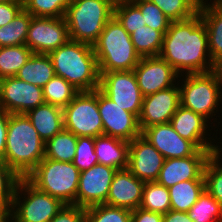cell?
<instances>
[{"mask_svg": "<svg viewBox=\"0 0 222 222\" xmlns=\"http://www.w3.org/2000/svg\"><path fill=\"white\" fill-rule=\"evenodd\" d=\"M184 83L179 85L180 105L202 115L208 121L217 113L221 102L222 87L214 76L208 73L186 74ZM221 90V91H220Z\"/></svg>", "mask_w": 222, "mask_h": 222, "instance_id": "ba28073f", "label": "cell"}, {"mask_svg": "<svg viewBox=\"0 0 222 222\" xmlns=\"http://www.w3.org/2000/svg\"><path fill=\"white\" fill-rule=\"evenodd\" d=\"M23 9V2H0V27L7 25Z\"/></svg>", "mask_w": 222, "mask_h": 222, "instance_id": "7bdbcfd3", "label": "cell"}, {"mask_svg": "<svg viewBox=\"0 0 222 222\" xmlns=\"http://www.w3.org/2000/svg\"><path fill=\"white\" fill-rule=\"evenodd\" d=\"M163 222H193L187 212L169 210L163 214Z\"/></svg>", "mask_w": 222, "mask_h": 222, "instance_id": "bcb514c9", "label": "cell"}, {"mask_svg": "<svg viewBox=\"0 0 222 222\" xmlns=\"http://www.w3.org/2000/svg\"><path fill=\"white\" fill-rule=\"evenodd\" d=\"M64 206L59 199L38 190L26 178H21L10 213L12 222H49Z\"/></svg>", "mask_w": 222, "mask_h": 222, "instance_id": "52a82bcc", "label": "cell"}, {"mask_svg": "<svg viewBox=\"0 0 222 222\" xmlns=\"http://www.w3.org/2000/svg\"><path fill=\"white\" fill-rule=\"evenodd\" d=\"M94 143L98 164L117 170L128 168L129 142L102 134L94 138Z\"/></svg>", "mask_w": 222, "mask_h": 222, "instance_id": "cb8c5ba5", "label": "cell"}, {"mask_svg": "<svg viewBox=\"0 0 222 222\" xmlns=\"http://www.w3.org/2000/svg\"><path fill=\"white\" fill-rule=\"evenodd\" d=\"M133 71L144 97L174 86L179 77L175 69L159 56L140 58Z\"/></svg>", "mask_w": 222, "mask_h": 222, "instance_id": "2e32d148", "label": "cell"}, {"mask_svg": "<svg viewBox=\"0 0 222 222\" xmlns=\"http://www.w3.org/2000/svg\"><path fill=\"white\" fill-rule=\"evenodd\" d=\"M179 105L180 89L178 84L145 96L138 117L140 130L157 124L169 123Z\"/></svg>", "mask_w": 222, "mask_h": 222, "instance_id": "e0dca14e", "label": "cell"}, {"mask_svg": "<svg viewBox=\"0 0 222 222\" xmlns=\"http://www.w3.org/2000/svg\"><path fill=\"white\" fill-rule=\"evenodd\" d=\"M131 214L126 208L98 204L85 208V222H131Z\"/></svg>", "mask_w": 222, "mask_h": 222, "instance_id": "e575fe53", "label": "cell"}, {"mask_svg": "<svg viewBox=\"0 0 222 222\" xmlns=\"http://www.w3.org/2000/svg\"><path fill=\"white\" fill-rule=\"evenodd\" d=\"M210 73L222 87V55L212 60Z\"/></svg>", "mask_w": 222, "mask_h": 222, "instance_id": "7dc6e473", "label": "cell"}, {"mask_svg": "<svg viewBox=\"0 0 222 222\" xmlns=\"http://www.w3.org/2000/svg\"><path fill=\"white\" fill-rule=\"evenodd\" d=\"M218 222H222V207H221V213H220V218Z\"/></svg>", "mask_w": 222, "mask_h": 222, "instance_id": "f907efd6", "label": "cell"}, {"mask_svg": "<svg viewBox=\"0 0 222 222\" xmlns=\"http://www.w3.org/2000/svg\"><path fill=\"white\" fill-rule=\"evenodd\" d=\"M54 76L55 71L49 55L39 53H33L16 75L18 79L42 88Z\"/></svg>", "mask_w": 222, "mask_h": 222, "instance_id": "d4e9b609", "label": "cell"}, {"mask_svg": "<svg viewBox=\"0 0 222 222\" xmlns=\"http://www.w3.org/2000/svg\"><path fill=\"white\" fill-rule=\"evenodd\" d=\"M26 116L45 143L64 128L63 108L49 103L29 110Z\"/></svg>", "mask_w": 222, "mask_h": 222, "instance_id": "7402d4cb", "label": "cell"}, {"mask_svg": "<svg viewBox=\"0 0 222 222\" xmlns=\"http://www.w3.org/2000/svg\"><path fill=\"white\" fill-rule=\"evenodd\" d=\"M78 137L62 129L45 143V158L62 162H73Z\"/></svg>", "mask_w": 222, "mask_h": 222, "instance_id": "4316f807", "label": "cell"}, {"mask_svg": "<svg viewBox=\"0 0 222 222\" xmlns=\"http://www.w3.org/2000/svg\"><path fill=\"white\" fill-rule=\"evenodd\" d=\"M158 56L167 61L180 77L185 71L186 74L210 72L212 59L206 27L199 12L188 19L170 22Z\"/></svg>", "mask_w": 222, "mask_h": 222, "instance_id": "6da1fadb", "label": "cell"}, {"mask_svg": "<svg viewBox=\"0 0 222 222\" xmlns=\"http://www.w3.org/2000/svg\"><path fill=\"white\" fill-rule=\"evenodd\" d=\"M80 171L72 162L43 158L26 179L38 190L59 199L65 205H76Z\"/></svg>", "mask_w": 222, "mask_h": 222, "instance_id": "8992f818", "label": "cell"}, {"mask_svg": "<svg viewBox=\"0 0 222 222\" xmlns=\"http://www.w3.org/2000/svg\"><path fill=\"white\" fill-rule=\"evenodd\" d=\"M207 121L202 115L179 105L170 124L182 138L191 141L198 149H212L213 142L206 140L205 136L209 124Z\"/></svg>", "mask_w": 222, "mask_h": 222, "instance_id": "44dd1931", "label": "cell"}, {"mask_svg": "<svg viewBox=\"0 0 222 222\" xmlns=\"http://www.w3.org/2000/svg\"><path fill=\"white\" fill-rule=\"evenodd\" d=\"M163 36L160 31L147 25L130 34L134 49L141 58L158 56L162 48Z\"/></svg>", "mask_w": 222, "mask_h": 222, "instance_id": "f1b7e54d", "label": "cell"}, {"mask_svg": "<svg viewBox=\"0 0 222 222\" xmlns=\"http://www.w3.org/2000/svg\"><path fill=\"white\" fill-rule=\"evenodd\" d=\"M218 147L213 145L211 157L204 169V179L205 190L222 206V148Z\"/></svg>", "mask_w": 222, "mask_h": 222, "instance_id": "f546056e", "label": "cell"}, {"mask_svg": "<svg viewBox=\"0 0 222 222\" xmlns=\"http://www.w3.org/2000/svg\"><path fill=\"white\" fill-rule=\"evenodd\" d=\"M114 17L129 34L146 26L140 9L131 0H116Z\"/></svg>", "mask_w": 222, "mask_h": 222, "instance_id": "74e56055", "label": "cell"}, {"mask_svg": "<svg viewBox=\"0 0 222 222\" xmlns=\"http://www.w3.org/2000/svg\"><path fill=\"white\" fill-rule=\"evenodd\" d=\"M164 160V156L142 135L129 142L127 169L141 181H156Z\"/></svg>", "mask_w": 222, "mask_h": 222, "instance_id": "ac0fdd59", "label": "cell"}, {"mask_svg": "<svg viewBox=\"0 0 222 222\" xmlns=\"http://www.w3.org/2000/svg\"><path fill=\"white\" fill-rule=\"evenodd\" d=\"M33 16L24 8L5 26L0 27V47L26 45Z\"/></svg>", "mask_w": 222, "mask_h": 222, "instance_id": "83f0119b", "label": "cell"}, {"mask_svg": "<svg viewBox=\"0 0 222 222\" xmlns=\"http://www.w3.org/2000/svg\"><path fill=\"white\" fill-rule=\"evenodd\" d=\"M0 2H23V0H0Z\"/></svg>", "mask_w": 222, "mask_h": 222, "instance_id": "681fc988", "label": "cell"}, {"mask_svg": "<svg viewBox=\"0 0 222 222\" xmlns=\"http://www.w3.org/2000/svg\"><path fill=\"white\" fill-rule=\"evenodd\" d=\"M99 89L122 109L139 117L143 98L133 70L99 72Z\"/></svg>", "mask_w": 222, "mask_h": 222, "instance_id": "30bf717a", "label": "cell"}, {"mask_svg": "<svg viewBox=\"0 0 222 222\" xmlns=\"http://www.w3.org/2000/svg\"><path fill=\"white\" fill-rule=\"evenodd\" d=\"M98 108L103 134L127 142L141 135L138 117L112 101L98 88Z\"/></svg>", "mask_w": 222, "mask_h": 222, "instance_id": "4fadbf2b", "label": "cell"}, {"mask_svg": "<svg viewBox=\"0 0 222 222\" xmlns=\"http://www.w3.org/2000/svg\"><path fill=\"white\" fill-rule=\"evenodd\" d=\"M72 0H23V8L35 17H65Z\"/></svg>", "mask_w": 222, "mask_h": 222, "instance_id": "8d00e7d4", "label": "cell"}, {"mask_svg": "<svg viewBox=\"0 0 222 222\" xmlns=\"http://www.w3.org/2000/svg\"><path fill=\"white\" fill-rule=\"evenodd\" d=\"M165 159L185 158L194 155L199 149L191 142L182 138L169 123L157 124L141 131Z\"/></svg>", "mask_w": 222, "mask_h": 222, "instance_id": "d6986e66", "label": "cell"}, {"mask_svg": "<svg viewBox=\"0 0 222 222\" xmlns=\"http://www.w3.org/2000/svg\"><path fill=\"white\" fill-rule=\"evenodd\" d=\"M92 46L99 72L134 70L141 58L134 49L130 34L114 16Z\"/></svg>", "mask_w": 222, "mask_h": 222, "instance_id": "277c9868", "label": "cell"}, {"mask_svg": "<svg viewBox=\"0 0 222 222\" xmlns=\"http://www.w3.org/2000/svg\"><path fill=\"white\" fill-rule=\"evenodd\" d=\"M212 149H199L185 158L165 159L156 182L169 188L188 180H205L204 169Z\"/></svg>", "mask_w": 222, "mask_h": 222, "instance_id": "9a60e30c", "label": "cell"}, {"mask_svg": "<svg viewBox=\"0 0 222 222\" xmlns=\"http://www.w3.org/2000/svg\"><path fill=\"white\" fill-rule=\"evenodd\" d=\"M21 178L0 160V212H10L14 193Z\"/></svg>", "mask_w": 222, "mask_h": 222, "instance_id": "f35d334b", "label": "cell"}, {"mask_svg": "<svg viewBox=\"0 0 222 222\" xmlns=\"http://www.w3.org/2000/svg\"><path fill=\"white\" fill-rule=\"evenodd\" d=\"M72 163L80 172L98 164V157L95 153L94 137H78L75 157Z\"/></svg>", "mask_w": 222, "mask_h": 222, "instance_id": "60d3db41", "label": "cell"}, {"mask_svg": "<svg viewBox=\"0 0 222 222\" xmlns=\"http://www.w3.org/2000/svg\"><path fill=\"white\" fill-rule=\"evenodd\" d=\"M48 55L55 75L62 77L79 92L99 88L100 73L92 45L69 40Z\"/></svg>", "mask_w": 222, "mask_h": 222, "instance_id": "3957f363", "label": "cell"}, {"mask_svg": "<svg viewBox=\"0 0 222 222\" xmlns=\"http://www.w3.org/2000/svg\"><path fill=\"white\" fill-rule=\"evenodd\" d=\"M64 129L77 137H94L103 134V124L98 108V89L80 91L63 108Z\"/></svg>", "mask_w": 222, "mask_h": 222, "instance_id": "9c48e42d", "label": "cell"}, {"mask_svg": "<svg viewBox=\"0 0 222 222\" xmlns=\"http://www.w3.org/2000/svg\"><path fill=\"white\" fill-rule=\"evenodd\" d=\"M198 12L206 27L209 54L214 60L222 55V2L213 0L208 4L201 0Z\"/></svg>", "mask_w": 222, "mask_h": 222, "instance_id": "603a6c76", "label": "cell"}, {"mask_svg": "<svg viewBox=\"0 0 222 222\" xmlns=\"http://www.w3.org/2000/svg\"><path fill=\"white\" fill-rule=\"evenodd\" d=\"M49 222H85V208L65 205Z\"/></svg>", "mask_w": 222, "mask_h": 222, "instance_id": "b9f144b4", "label": "cell"}, {"mask_svg": "<svg viewBox=\"0 0 222 222\" xmlns=\"http://www.w3.org/2000/svg\"><path fill=\"white\" fill-rule=\"evenodd\" d=\"M131 222H163V214L146 211L139 207L132 210Z\"/></svg>", "mask_w": 222, "mask_h": 222, "instance_id": "ee69618b", "label": "cell"}, {"mask_svg": "<svg viewBox=\"0 0 222 222\" xmlns=\"http://www.w3.org/2000/svg\"><path fill=\"white\" fill-rule=\"evenodd\" d=\"M140 208L146 211L166 214L171 210L168 188L156 181L145 182Z\"/></svg>", "mask_w": 222, "mask_h": 222, "instance_id": "4dcf8cb0", "label": "cell"}, {"mask_svg": "<svg viewBox=\"0 0 222 222\" xmlns=\"http://www.w3.org/2000/svg\"><path fill=\"white\" fill-rule=\"evenodd\" d=\"M32 54L27 45L0 47V79L16 76Z\"/></svg>", "mask_w": 222, "mask_h": 222, "instance_id": "1f68e13d", "label": "cell"}, {"mask_svg": "<svg viewBox=\"0 0 222 222\" xmlns=\"http://www.w3.org/2000/svg\"><path fill=\"white\" fill-rule=\"evenodd\" d=\"M45 103L61 108L66 107L79 92L62 77L54 76L42 88Z\"/></svg>", "mask_w": 222, "mask_h": 222, "instance_id": "d6a6232c", "label": "cell"}, {"mask_svg": "<svg viewBox=\"0 0 222 222\" xmlns=\"http://www.w3.org/2000/svg\"><path fill=\"white\" fill-rule=\"evenodd\" d=\"M45 157V142L26 114H10L4 162L26 178Z\"/></svg>", "mask_w": 222, "mask_h": 222, "instance_id": "7a4b0ae2", "label": "cell"}, {"mask_svg": "<svg viewBox=\"0 0 222 222\" xmlns=\"http://www.w3.org/2000/svg\"><path fill=\"white\" fill-rule=\"evenodd\" d=\"M0 222H12L10 212H0Z\"/></svg>", "mask_w": 222, "mask_h": 222, "instance_id": "c3c4849f", "label": "cell"}, {"mask_svg": "<svg viewBox=\"0 0 222 222\" xmlns=\"http://www.w3.org/2000/svg\"><path fill=\"white\" fill-rule=\"evenodd\" d=\"M9 113L0 107V160H4Z\"/></svg>", "mask_w": 222, "mask_h": 222, "instance_id": "f6af8a7d", "label": "cell"}, {"mask_svg": "<svg viewBox=\"0 0 222 222\" xmlns=\"http://www.w3.org/2000/svg\"><path fill=\"white\" fill-rule=\"evenodd\" d=\"M156 4L171 21H180L192 17L198 12L201 0H149Z\"/></svg>", "mask_w": 222, "mask_h": 222, "instance_id": "836d02e7", "label": "cell"}, {"mask_svg": "<svg viewBox=\"0 0 222 222\" xmlns=\"http://www.w3.org/2000/svg\"><path fill=\"white\" fill-rule=\"evenodd\" d=\"M221 207L222 206L204 190L197 202L187 213L193 222H218Z\"/></svg>", "mask_w": 222, "mask_h": 222, "instance_id": "d590c367", "label": "cell"}, {"mask_svg": "<svg viewBox=\"0 0 222 222\" xmlns=\"http://www.w3.org/2000/svg\"><path fill=\"white\" fill-rule=\"evenodd\" d=\"M145 182L128 169L117 170L110 185L107 205L135 210L140 207Z\"/></svg>", "mask_w": 222, "mask_h": 222, "instance_id": "ffe728a7", "label": "cell"}, {"mask_svg": "<svg viewBox=\"0 0 222 222\" xmlns=\"http://www.w3.org/2000/svg\"><path fill=\"white\" fill-rule=\"evenodd\" d=\"M43 103L42 87L16 76L0 79V107L9 114H26Z\"/></svg>", "mask_w": 222, "mask_h": 222, "instance_id": "7c38bea8", "label": "cell"}, {"mask_svg": "<svg viewBox=\"0 0 222 222\" xmlns=\"http://www.w3.org/2000/svg\"><path fill=\"white\" fill-rule=\"evenodd\" d=\"M116 172L117 169L102 164L80 172L76 205L87 208L106 203Z\"/></svg>", "mask_w": 222, "mask_h": 222, "instance_id": "5bb4252c", "label": "cell"}, {"mask_svg": "<svg viewBox=\"0 0 222 222\" xmlns=\"http://www.w3.org/2000/svg\"><path fill=\"white\" fill-rule=\"evenodd\" d=\"M171 210L188 212L205 190V180H188L168 188Z\"/></svg>", "mask_w": 222, "mask_h": 222, "instance_id": "484cf974", "label": "cell"}, {"mask_svg": "<svg viewBox=\"0 0 222 222\" xmlns=\"http://www.w3.org/2000/svg\"><path fill=\"white\" fill-rule=\"evenodd\" d=\"M70 40L65 17H35L30 21L26 45L33 53L49 54Z\"/></svg>", "mask_w": 222, "mask_h": 222, "instance_id": "8fae6325", "label": "cell"}, {"mask_svg": "<svg viewBox=\"0 0 222 222\" xmlns=\"http://www.w3.org/2000/svg\"><path fill=\"white\" fill-rule=\"evenodd\" d=\"M116 0H75L65 13L70 40L93 45L114 16Z\"/></svg>", "mask_w": 222, "mask_h": 222, "instance_id": "5b68a950", "label": "cell"}, {"mask_svg": "<svg viewBox=\"0 0 222 222\" xmlns=\"http://www.w3.org/2000/svg\"><path fill=\"white\" fill-rule=\"evenodd\" d=\"M141 11L145 25L160 31L163 35L167 32L170 20L162 10L149 0H131Z\"/></svg>", "mask_w": 222, "mask_h": 222, "instance_id": "ab89813d", "label": "cell"}]
</instances>
